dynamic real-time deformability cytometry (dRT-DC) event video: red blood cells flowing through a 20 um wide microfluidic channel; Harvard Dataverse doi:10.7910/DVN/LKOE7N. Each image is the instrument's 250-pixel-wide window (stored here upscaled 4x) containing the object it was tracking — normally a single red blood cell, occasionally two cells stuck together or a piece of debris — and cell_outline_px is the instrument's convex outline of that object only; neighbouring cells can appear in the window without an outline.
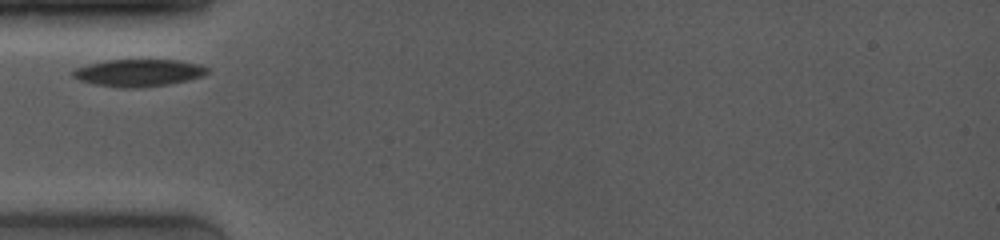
{"species": "common noctule bat (a hibernating species)", "species_latin": "Nyctalus noctula", "temperature_condition": "room temperature", "stored_images_in_passage": 2, "camera_frame_rate_fps": 4000, "um_per_image_px": 0.085, "animal": {"sex": "female", "body_mass_g": 19.0, "forearm_length_mm": 53.3}, "frame": {"image": 1, "passage_image": 1, "time_ms": 0.0, "image_size_px": [1000, 240], "cell_outline_px": [[208, 72], [200, 76], [188, 80], [168, 84], [136, 88], [124, 88], [96, 84], [80, 80], [72, 76], [72, 72], [76, 68], [88, 64], [104, 60], [176, 60], [200, 64], [208, 68]], "centroid_in_image_um": [11.77, 6.18], "position_along_channel_um": 73.2, "area_um2": 21.1}}